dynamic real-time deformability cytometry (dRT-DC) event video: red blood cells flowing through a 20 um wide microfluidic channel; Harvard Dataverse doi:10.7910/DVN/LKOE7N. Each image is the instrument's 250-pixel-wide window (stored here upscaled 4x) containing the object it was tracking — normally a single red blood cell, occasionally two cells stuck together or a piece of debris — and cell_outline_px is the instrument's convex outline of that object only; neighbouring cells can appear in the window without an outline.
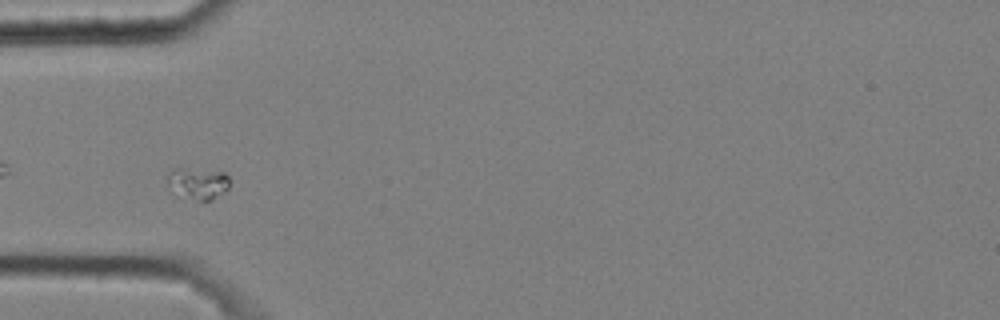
{"species": "common noctule bat (a hibernating species)", "species_latin": "Nyctalus noctula", "temperature_condition": "cold", "stored_images_in_passage": 38, "camera_frame_rate_fps": 3000, "um_per_image_px": 0.085, "animal": {"sex": "male", "body_mass_g": 20.4}, "frame": {"image": 1, "passage_image": 1, "time_ms": 0.0, "image_size_px": [1000, 320], "cell_outline_px": [[228, 188], [224, 192], [212, 200], [200, 200], [172, 192], [168, 184], [168, 172], [176, 168], [180, 168], [224, 172], [228, 176]], "centroid_in_image_um": [16.82, 15.57], "position_along_channel_um": 68.2, "area_um2": 11.16}}
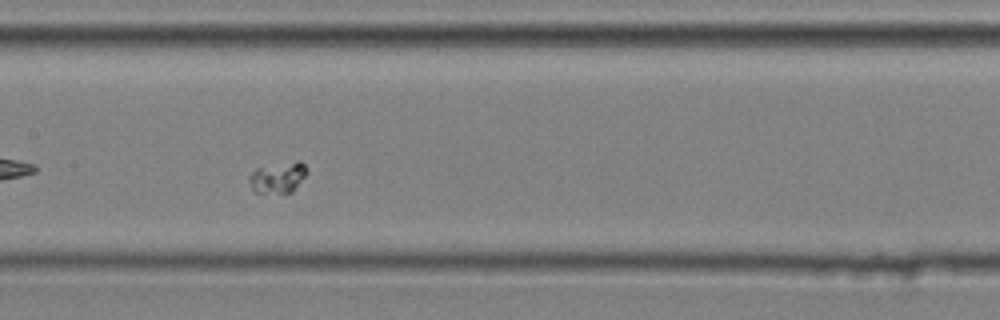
{"frame": {"image": 2, "passage_image": 11, "time_ms": 3.333, "image_size_px": [1000, 320], "cell_outline_px": [[308, 172], [292, 192], [252, 192], [248, 180], [248, 176], [256, 168], [296, 160], [300, 160], [308, 168]], "centroid_in_image_um": [23.62, 15.06], "position_along_channel_um": 183.8, "area_um2": 10.46}}
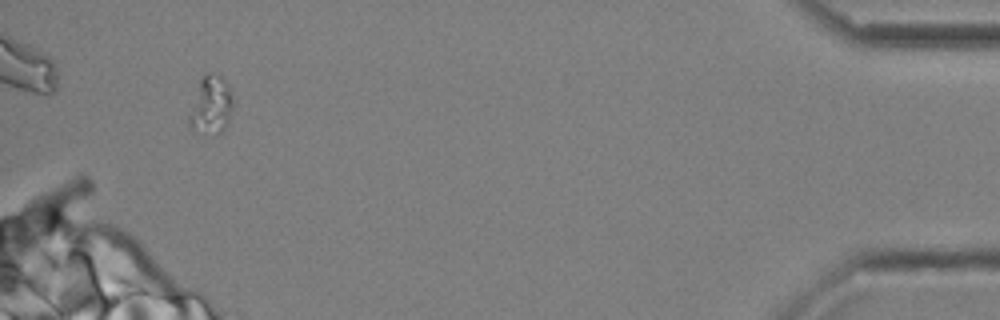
{"frame": {"image": 3, "passage_image": 36, "time_ms": 11.667, "image_size_px": [1000, 320], "cell_outline_px": [[232, 108], [228, 124], [216, 136], [204, 136], [188, 128], [188, 116], [200, 80], [208, 72], [212, 72], [220, 76], [228, 84], [232, 96]], "centroid_in_image_um": [17.91, 9.02], "position_along_channel_um": 417.3, "area_um2": 15.2}}